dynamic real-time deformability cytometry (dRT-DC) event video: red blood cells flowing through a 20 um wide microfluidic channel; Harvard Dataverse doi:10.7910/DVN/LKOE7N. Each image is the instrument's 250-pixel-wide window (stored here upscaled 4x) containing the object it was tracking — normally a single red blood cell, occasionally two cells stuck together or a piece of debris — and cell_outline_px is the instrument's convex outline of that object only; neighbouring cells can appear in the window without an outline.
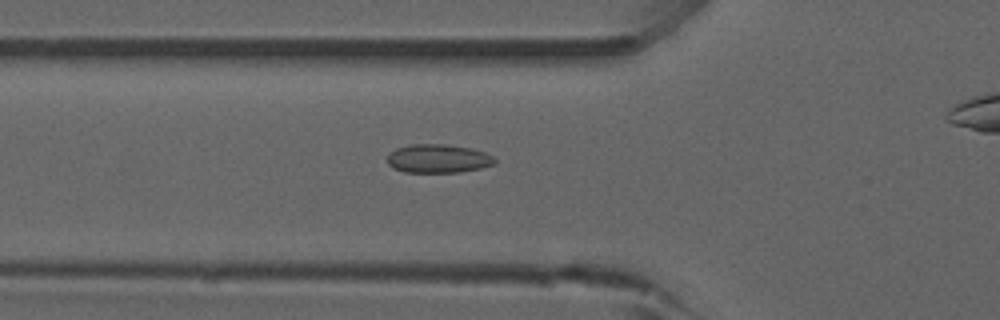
{"species": "common noctule bat (a hibernating species)", "species_latin": "Nyctalus noctula", "temperature_condition": "room temperature", "stored_images_in_passage": 42, "camera_frame_rate_fps": 3000, "um_per_image_px": 0.085, "animal": {"sex": "male", "forearm_length_mm": 52.5}, "frame": {"image": 1, "passage_image": 18, "time_ms": 5.667, "image_size_px": [1000, 320], "cell_outline_px": [[496, 164], [480, 168], [460, 172], [404, 172], [392, 168], [388, 164], [388, 152], [396, 148], [412, 144], [448, 144], [472, 148], [484, 152], [492, 156], [496, 160]], "centroid_in_image_um": [37.23, 13.47], "position_along_channel_um": 88.6, "area_um2": 18.09}}
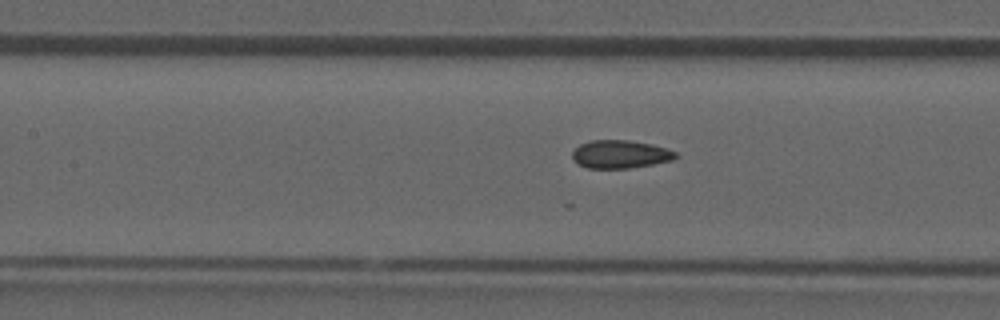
{"frame": {"image": 2, "passage_image": 23, "time_ms": 7.333, "image_size_px": [1000, 320], "cell_outline_px": [[680, 156], [672, 160], [652, 164], [628, 168], [588, 168], [576, 164], [572, 160], [572, 152], [580, 144], [592, 140], [628, 140], [652, 144], [668, 148], [676, 152]], "centroid_in_image_um": [52.72, 13.11], "position_along_channel_um": 154.7, "area_um2": 17.05}, "authors_computed_cell_mechanics": {"area_um2": 17.5423, "velocity_mm_per_s": 3.9165, "shape_relaxation_time_tau1_ms": null, "shape_relaxation_time_tau2_ms": 1.7613, "deformation_change_tau1": null, "deformation_change_tau2": 0.0749}}